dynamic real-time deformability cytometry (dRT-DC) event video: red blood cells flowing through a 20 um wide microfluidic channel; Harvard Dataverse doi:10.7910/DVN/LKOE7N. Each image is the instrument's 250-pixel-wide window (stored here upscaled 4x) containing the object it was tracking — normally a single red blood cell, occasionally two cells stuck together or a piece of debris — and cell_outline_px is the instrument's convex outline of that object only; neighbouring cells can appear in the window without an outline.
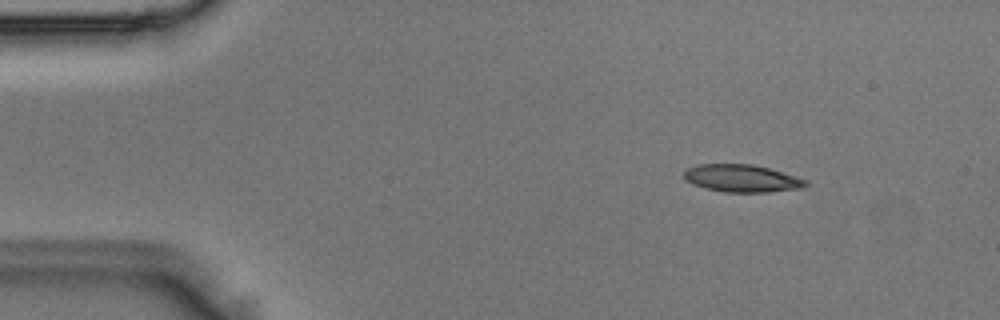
{"species": "Egyptian fruit bat (a non-hibernating species)", "species_latin": "Rousettus aegyptiacus", "temperature_condition": "room temperature", "stored_images_in_passage": 5, "segment_of_instrument_passage": [2, 2], "camera_frame_rate_fps": 3000, "um_per_image_px": 0.085, "animal": {"sex": "male"}, "frame": {"image": 1, "passage_image": 5, "time_ms": 1.333, "image_size_px": [1000, 320], "cell_outline_px": [[808, 184], [804, 188], [768, 192], [724, 192], [704, 188], [692, 184], [684, 180], [684, 172], [688, 168], [700, 164], [752, 164], [768, 168], [808, 180]], "centroid_in_image_um": [63.05, 15.17], "position_along_channel_um": 21.9, "area_um2": 19.54}}